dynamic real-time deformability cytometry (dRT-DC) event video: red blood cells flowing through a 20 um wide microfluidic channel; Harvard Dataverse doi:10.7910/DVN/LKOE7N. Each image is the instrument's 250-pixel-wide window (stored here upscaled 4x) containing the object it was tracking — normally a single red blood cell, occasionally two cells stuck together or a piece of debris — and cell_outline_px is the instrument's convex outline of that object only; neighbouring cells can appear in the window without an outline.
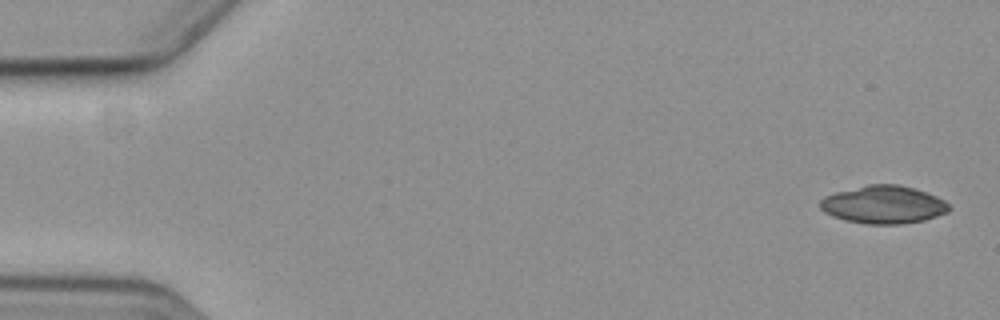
{"species": "common noctule bat (a hibernating species)", "species_latin": "Nyctalus noctula", "temperature_condition": "cold", "stored_images_in_passage": 5, "camera_frame_rate_fps": 3000, "um_per_image_px": 0.085, "animal": {"sex": "female", "body_mass_g": 19.3, "forearm_length_mm": 54.1}, "frame": {"image": 1, "passage_image": 1, "time_ms": 0.0, "image_size_px": [1000, 320], "cell_outline_px": [[952, 208], [948, 212], [924, 220], [904, 224], [868, 224], [844, 220], [832, 216], [824, 212], [820, 208], [820, 200], [824, 196], [836, 192], [868, 184], [896, 184], [912, 188], [936, 196], [944, 200]], "centroid_in_image_um": [75.08, 17.4], "position_along_channel_um": 9.9, "area_um2": 28.44}}